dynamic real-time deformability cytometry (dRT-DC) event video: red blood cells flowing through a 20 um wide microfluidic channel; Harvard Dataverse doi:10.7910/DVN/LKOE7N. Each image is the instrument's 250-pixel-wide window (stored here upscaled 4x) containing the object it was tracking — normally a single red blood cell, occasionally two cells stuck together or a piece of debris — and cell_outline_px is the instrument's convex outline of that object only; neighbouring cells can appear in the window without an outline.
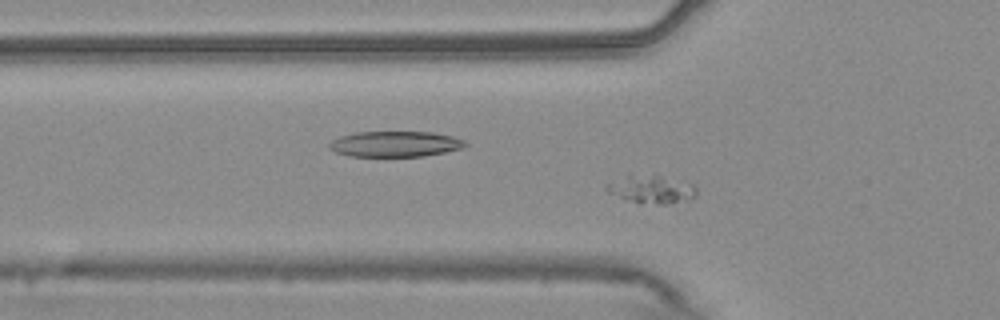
{"species": "common noctule bat (a hibernating species)", "species_latin": "Nyctalus noctula", "temperature_condition": "warm", "stored_images_in_passage": 47, "camera_frame_rate_fps": 3000, "um_per_image_px": 0.085, "animal": {"sex": "male", "body_mass_g": 20.4}, "frame": {"image": 1, "passage_image": 8, "time_ms": 2.333, "image_size_px": [1000, 320], "cell_outline_px": [[696, 196], [688, 204], [640, 204], [624, 200], [608, 192], [604, 188], [608, 184], [628, 172], [656, 176], [692, 184], [696, 188]], "centroid_in_image_um": [55.37, 16.13], "position_along_channel_um": 70.4, "area_um2": 15.32}}
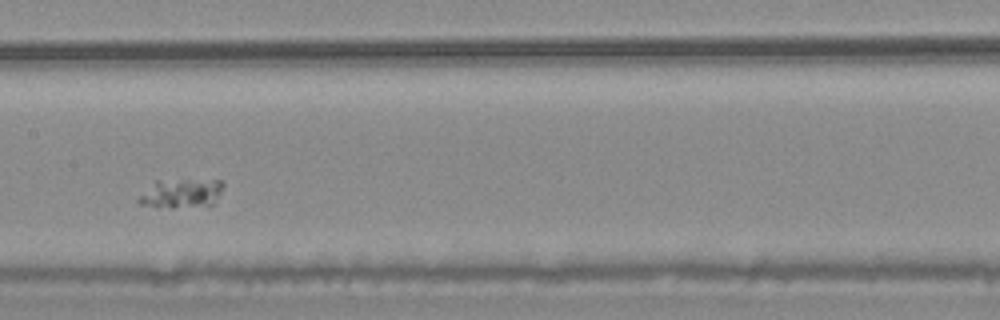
{"frame": {"image": 2, "passage_image": 18, "time_ms": 5.667, "image_size_px": [1000, 320], "cell_outline_px": [[224, 184], [220, 192], [212, 204], [208, 208], [156, 208], [140, 204], [136, 200], [156, 180], [220, 180]], "centroid_in_image_um": [15.41, 16.48], "position_along_channel_um": 192.0, "area_um2": 14.68}}
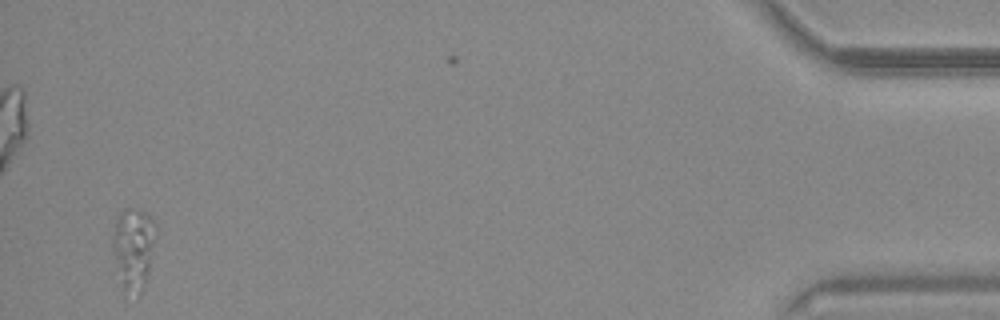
{"frame": {"image": 3, "passage_image": 44, "time_ms": 14.333, "image_size_px": [1000, 320], "cell_outline_px": [[152, 244], [148, 272], [144, 288], [140, 296], [136, 300], [124, 300], [112, 252], [112, 236], [116, 216], [124, 208], [140, 208], [152, 216]], "centroid_in_image_um": [11.25, 21.27], "position_along_channel_um": 424.0, "area_um2": 21.33}}